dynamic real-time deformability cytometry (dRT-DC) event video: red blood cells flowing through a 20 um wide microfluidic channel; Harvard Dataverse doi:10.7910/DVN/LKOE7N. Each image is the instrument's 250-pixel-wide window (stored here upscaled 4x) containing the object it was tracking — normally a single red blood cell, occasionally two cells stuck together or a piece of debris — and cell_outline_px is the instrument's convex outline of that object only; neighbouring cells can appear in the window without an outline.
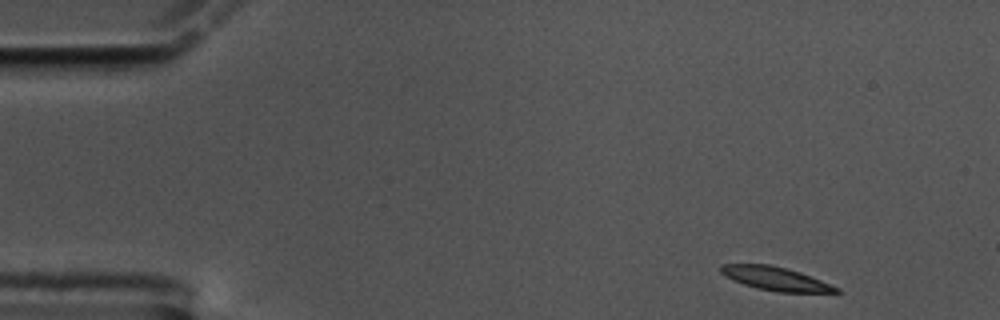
{"species": "common noctule bat (a hibernating species)", "species_latin": "Nyctalus noctula", "temperature_condition": "cold", "stored_images_in_passage": 54, "camera_frame_rate_fps": 3000, "um_per_image_px": 0.085, "animal": {"sex": "male", "body_mass_g": 17.5, "forearm_length_mm": 52.3}, "frame": {"image": 1, "passage_image": 1, "time_ms": 0.0, "image_size_px": [1000, 320], "cell_outline_px": [[840, 292], [776, 292], [756, 288], [732, 280], [720, 272], [720, 264], [768, 264], [800, 272], [840, 288]], "centroid_in_image_um": [65.89, 23.68], "position_along_channel_um": 19.1, "area_um2": 15.66}}
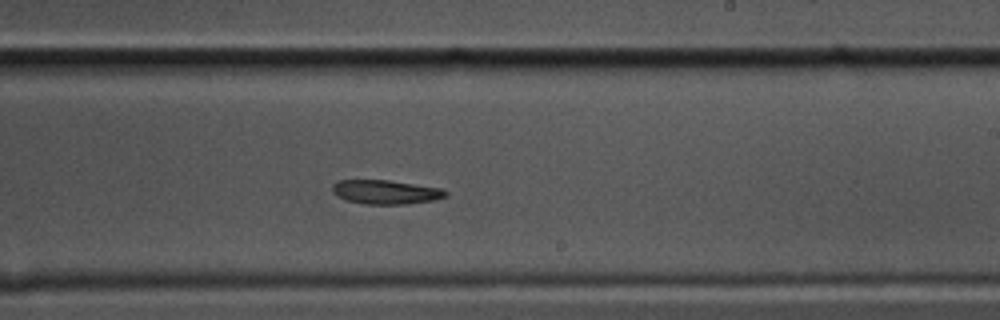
{"frame": {"image": 2, "passage_image": 30, "time_ms": 9.667, "image_size_px": [1000, 320], "cell_outline_px": [[448, 196], [436, 200], [408, 204], [364, 204], [344, 200], [336, 196], [332, 192], [332, 184], [336, 180], [388, 180], [444, 188], [448, 192]], "centroid_in_image_um": [32.8, 16.32], "position_along_channel_um": 256.2, "area_um2": 16.3}}
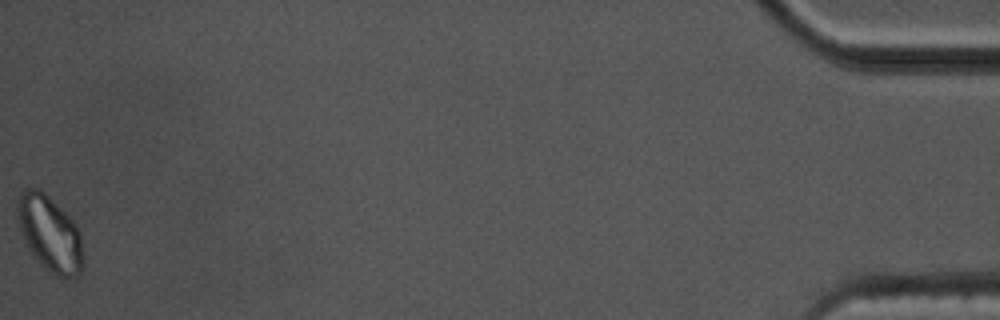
{"frame": {"image": 3, "passage_image": 54, "time_ms": 17.667, "image_size_px": [1000, 320], "cell_outline_px": [[84, 268], [76, 276], [52, 276], [48, 272], [28, 248], [20, 228], [16, 212], [16, 200], [20, 192], [24, 188], [40, 188], [76, 224], [80, 232], [84, 252]], "centroid_in_image_um": [4.24, 19.85], "position_along_channel_um": 431.0, "area_um2": 29.13}}